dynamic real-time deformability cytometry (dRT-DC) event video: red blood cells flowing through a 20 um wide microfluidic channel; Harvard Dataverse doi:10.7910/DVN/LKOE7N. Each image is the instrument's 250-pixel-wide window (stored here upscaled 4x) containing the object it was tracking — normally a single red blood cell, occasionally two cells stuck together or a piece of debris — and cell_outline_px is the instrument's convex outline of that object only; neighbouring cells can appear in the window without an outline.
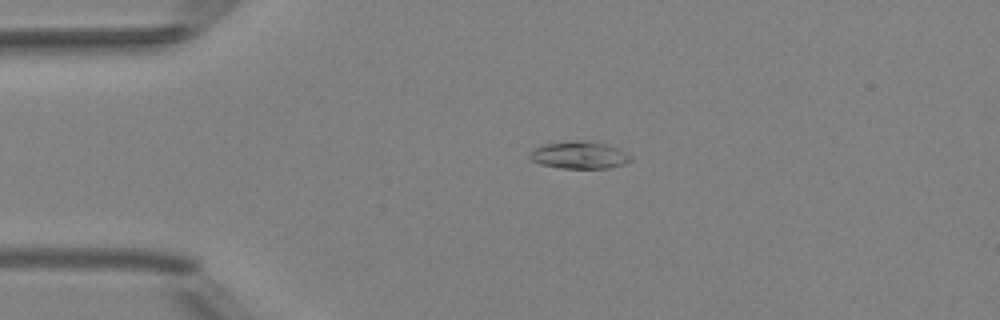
{"species": "Egyptian fruit bat (a non-hibernating species)", "species_latin": "Rousettus aegyptiacus", "temperature_condition": "room temperature", "stored_images_in_passage": 3, "camera_frame_rate_fps": 3000, "um_per_image_px": 0.085, "animal": {"sex": "female"}, "frame": {"image": 1, "passage_image": 2, "time_ms": 2.0, "image_size_px": [1000, 320], "cell_outline_px": [[632, 160], [624, 164], [608, 168], [560, 168], [540, 164], [532, 160], [528, 156], [536, 148], [544, 144], [568, 140], [584, 140], [604, 144], [616, 148], [632, 156]], "centroid_in_image_um": [49.24, 13.18], "position_along_channel_um": 35.8, "area_um2": 15.95}}